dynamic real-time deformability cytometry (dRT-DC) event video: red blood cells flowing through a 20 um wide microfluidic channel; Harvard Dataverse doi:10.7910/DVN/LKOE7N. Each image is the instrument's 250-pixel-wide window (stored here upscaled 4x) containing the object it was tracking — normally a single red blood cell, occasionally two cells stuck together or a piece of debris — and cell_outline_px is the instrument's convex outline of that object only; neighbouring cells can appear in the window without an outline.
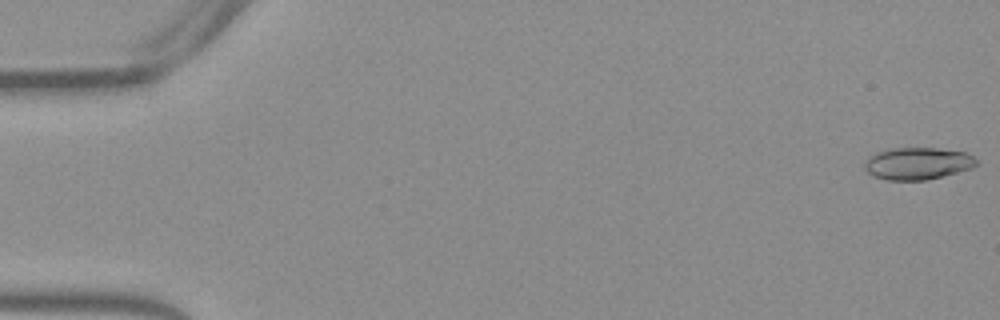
{"species": "Egyptian fruit bat (a non-hibernating species)", "species_latin": "Rousettus aegyptiacus", "temperature_condition": "warm", "stored_images_in_passage": 54, "camera_frame_rate_fps": 3000, "um_per_image_px": 0.085, "frame": {"image": 1, "passage_image": 1, "time_ms": 0.0, "image_size_px": [1000, 320], "cell_outline_px": [[976, 164], [972, 168], [928, 180], [888, 180], [872, 176], [864, 168], [864, 160], [876, 152], [892, 148], [936, 148], [964, 152], [972, 156], [976, 160]], "centroid_in_image_um": [77.95, 13.9], "position_along_channel_um": 7.0, "area_um2": 20.92}}
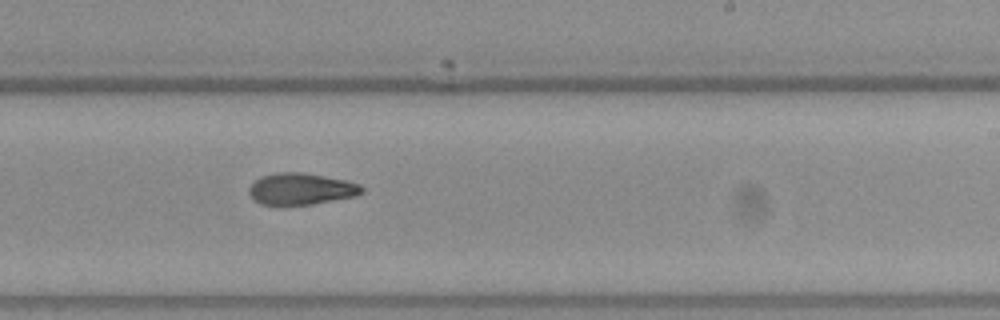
{"frame": {"image": 2, "passage_image": 33, "time_ms": 10.667, "image_size_px": [1000, 320], "cell_outline_px": [[364, 192], [356, 196], [312, 204], [260, 204], [252, 200], [248, 192], [248, 188], [260, 176], [276, 172], [304, 172], [344, 180], [360, 184], [364, 188]], "centroid_in_image_um": [25.57, 16.05], "position_along_channel_um": 263.4, "area_um2": 20.81}}
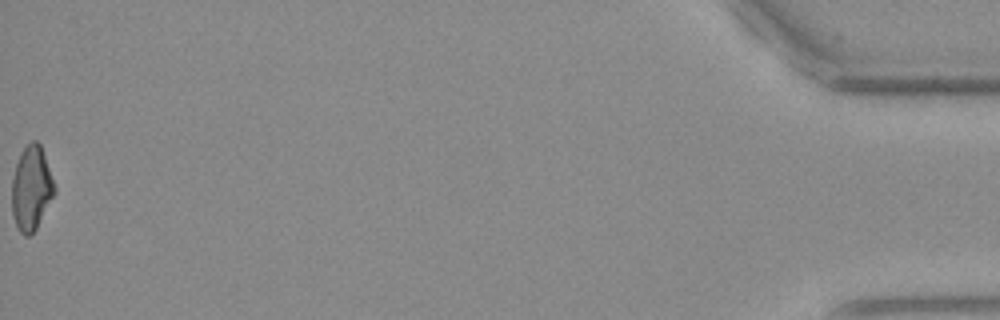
{"frame": {"image": 3, "passage_image": 54, "time_ms": 17.667, "image_size_px": [1000, 320], "cell_outline_px": [[56, 192], [36, 228], [28, 236], [24, 236], [20, 232], [16, 224], [12, 212], [12, 180], [16, 164], [20, 152], [32, 140], [36, 140], [40, 144], [56, 188]], "centroid_in_image_um": [2.66, 16.0], "position_along_channel_um": 432.5, "area_um2": 20.69}, "authors_computed_cell_mechanics": {"area_um2": 21.1259, "velocity_mm_per_s": 3.8481, "shape_relaxation_time_tau1_ms": 4.5618, "shape_relaxation_time_tau2_ms": 5.2241, "deformation_change_tau1": 0.1853, "deformation_change_tau2": 0.1269}}